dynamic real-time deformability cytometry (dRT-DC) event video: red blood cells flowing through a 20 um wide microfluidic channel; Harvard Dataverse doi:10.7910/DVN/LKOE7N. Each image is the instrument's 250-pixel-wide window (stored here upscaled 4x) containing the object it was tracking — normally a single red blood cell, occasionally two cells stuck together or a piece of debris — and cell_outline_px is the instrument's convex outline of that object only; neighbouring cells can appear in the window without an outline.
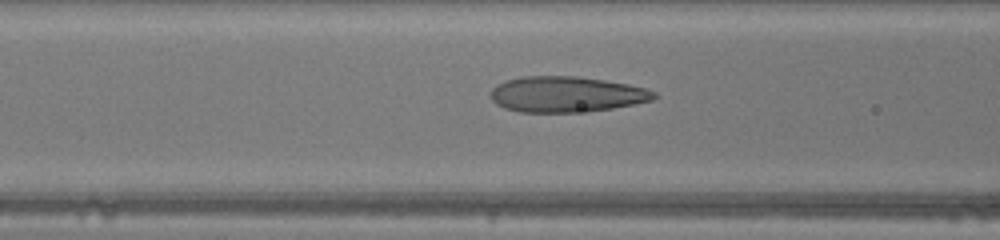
{"species": "human", "species_latin": "Homo sapiens", "temperature_condition": "warm", "stored_images_in_passage": 16, "camera_frame_rate_fps": 3000, "um_per_image_px": 0.085, "donor": {"sex": "male"}, "frame": {"image": 1, "passage_image": 14, "time_ms": 4.333, "image_size_px": [1000, 240], "cell_outline_px": [[656, 96], [652, 100], [612, 108], [588, 112], [520, 112], [504, 108], [496, 104], [492, 100], [492, 88], [508, 80], [520, 76], [576, 76], [604, 80], [628, 84], [644, 88], [656, 92]], "centroid_in_image_um": [48.14, 8.02], "position_along_channel_um": 118.5, "area_um2": 33.81}}